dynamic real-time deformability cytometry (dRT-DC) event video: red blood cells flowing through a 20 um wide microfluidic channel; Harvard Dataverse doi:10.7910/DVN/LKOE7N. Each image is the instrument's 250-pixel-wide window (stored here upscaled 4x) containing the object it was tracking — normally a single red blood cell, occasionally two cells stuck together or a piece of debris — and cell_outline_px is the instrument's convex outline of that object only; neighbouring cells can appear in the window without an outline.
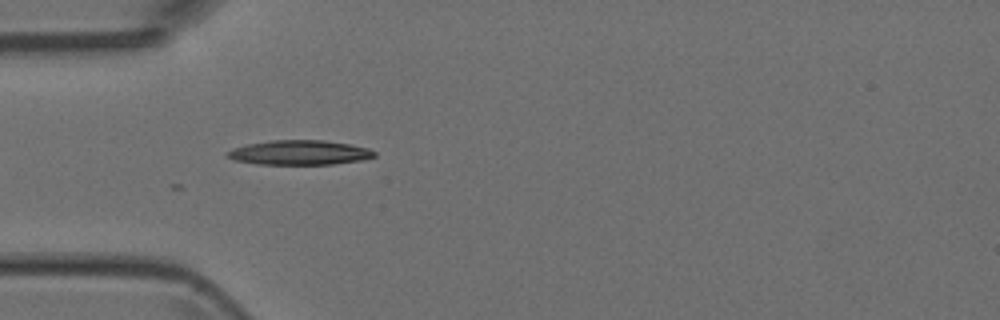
{"species": "Egyptian fruit bat (a non-hibernating species)", "species_latin": "Rousettus aegyptiacus", "temperature_condition": "room temperature", "stored_images_in_passage": 37, "camera_frame_rate_fps": 3000, "um_per_image_px": 0.085, "animal": {"sex": "female"}, "frame": {"image": 1, "passage_image": 1, "time_ms": 0.0, "image_size_px": [1000, 320], "cell_outline_px": [[376, 156], [360, 160], [332, 164], [260, 164], [236, 160], [224, 156], [232, 148], [248, 144], [272, 140], [324, 140], [348, 144], [368, 148], [376, 152]], "centroid_in_image_um": [25.45, 12.96], "position_along_channel_um": 59.5, "area_um2": 20.87}}
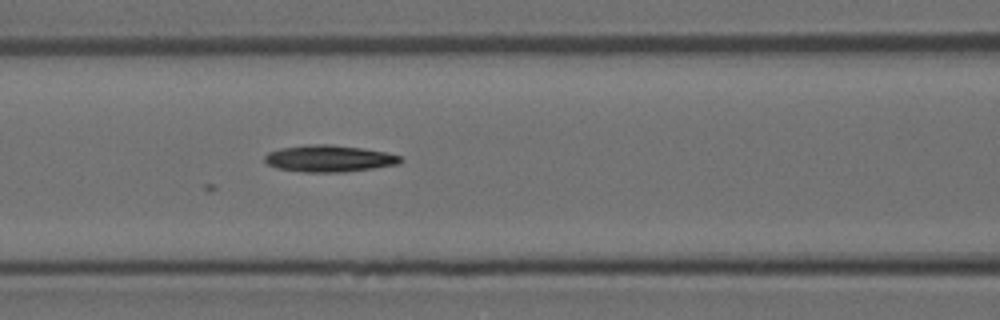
{"frame": {"image": 2, "passage_image": 7, "time_ms": 2.0, "image_size_px": [1000, 320], "cell_outline_px": [[404, 160], [400, 164], [344, 172], [304, 172], [276, 168], [268, 164], [264, 160], [264, 156], [268, 152], [280, 148], [308, 144], [328, 144], [364, 148], [384, 152], [400, 156]], "centroid_in_image_um": [27.96, 13.47], "position_along_channel_um": 138.6, "area_um2": 21.21}}
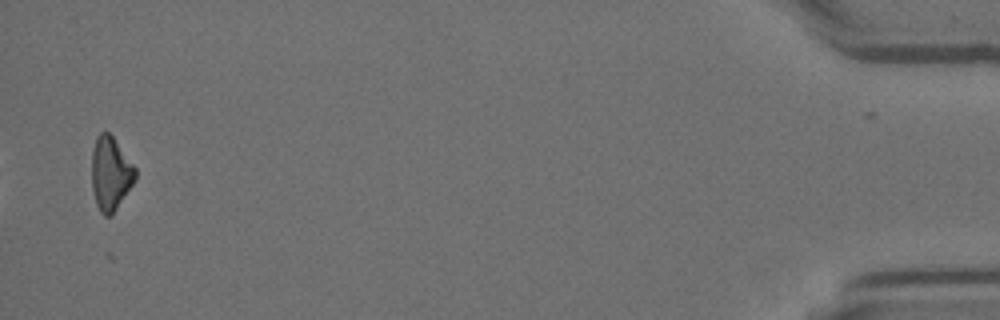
{"frame": {"image": 3, "passage_image": 35, "time_ms": 11.333, "image_size_px": [1000, 320], "cell_outline_px": [[136, 180], [112, 216], [104, 216], [100, 212], [96, 204], [92, 188], [92, 152], [96, 136], [100, 132], [108, 132], [112, 136], [136, 168]], "centroid_in_image_um": [9.4, 14.78], "position_along_channel_um": 425.8, "area_um2": 18.79}}